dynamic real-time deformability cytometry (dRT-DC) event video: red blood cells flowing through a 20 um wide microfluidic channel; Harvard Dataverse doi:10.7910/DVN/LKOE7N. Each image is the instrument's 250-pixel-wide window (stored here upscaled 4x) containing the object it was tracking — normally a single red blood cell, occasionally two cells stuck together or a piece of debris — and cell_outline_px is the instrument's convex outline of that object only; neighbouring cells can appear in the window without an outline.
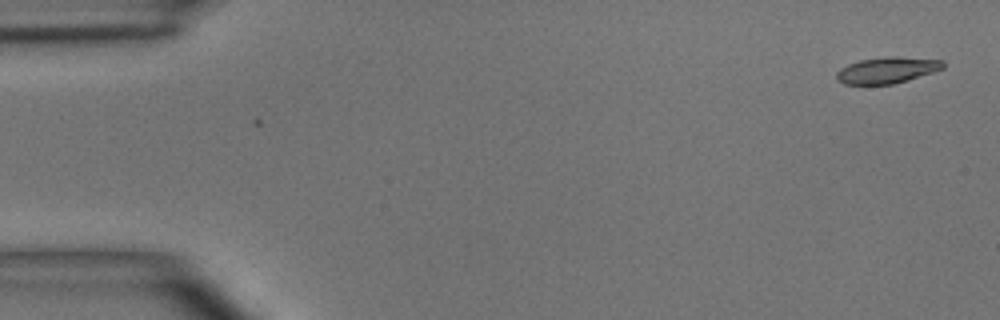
{"species": "common noctule bat (a hibernating species)", "species_latin": "Nyctalus noctula", "temperature_condition": "room temperature", "stored_images_in_passage": 7, "camera_frame_rate_fps": 3000, "um_per_image_px": 0.085, "animal": {"sex": "male", "body_mass_g": 15.6}, "frame": {"image": 1, "passage_image": 1, "time_ms": 0.0, "image_size_px": [1000, 320], "cell_outline_px": [[944, 68], [908, 80], [892, 84], [844, 84], [836, 80], [836, 72], [840, 68], [848, 64], [860, 60], [884, 56], [896, 56], [944, 60]], "centroid_in_image_um": [75.38, 5.95], "position_along_channel_um": 9.6, "area_um2": 16.36}}
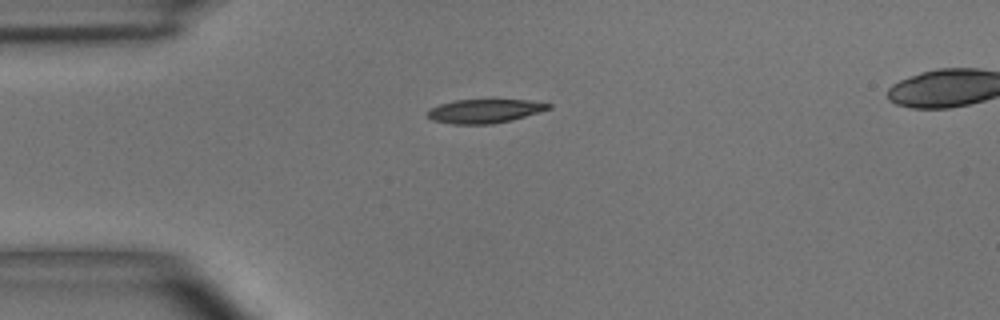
{"frame": {"image": 2, "passage_image": 4, "time_ms": 3.667, "image_size_px": [1000, 320], "cell_outline_px": [[552, 108], [540, 112], [512, 120], [492, 124], [452, 124], [432, 120], [428, 116], [428, 108], [452, 100], [528, 100], [552, 104]], "centroid_in_image_um": [41.19, 9.44], "position_along_channel_um": 43.8, "area_um2": 16.88}}
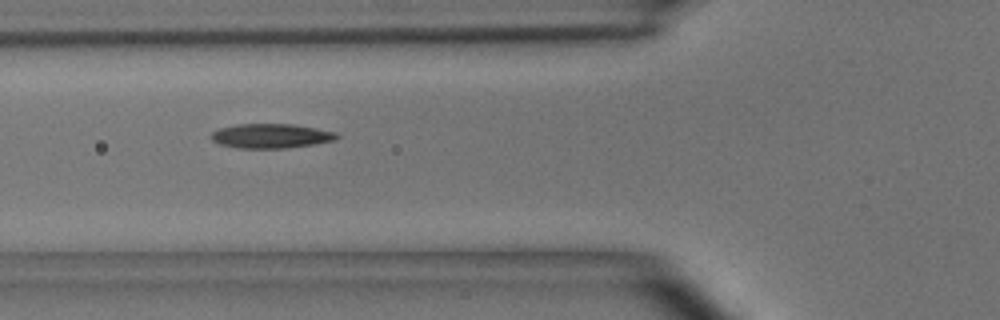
{"frame": {"image": 3, "passage_image": 6, "time_ms": 5.667, "image_size_px": [1000, 320], "cell_outline_px": [[340, 136], [336, 140], [316, 144], [288, 148], [236, 148], [220, 144], [212, 140], [208, 136], [212, 132], [220, 128], [236, 124], [292, 124], [316, 128], [336, 132]], "centroid_in_image_um": [23.04, 11.56], "position_along_channel_um": 102.8, "area_um2": 18.09}}